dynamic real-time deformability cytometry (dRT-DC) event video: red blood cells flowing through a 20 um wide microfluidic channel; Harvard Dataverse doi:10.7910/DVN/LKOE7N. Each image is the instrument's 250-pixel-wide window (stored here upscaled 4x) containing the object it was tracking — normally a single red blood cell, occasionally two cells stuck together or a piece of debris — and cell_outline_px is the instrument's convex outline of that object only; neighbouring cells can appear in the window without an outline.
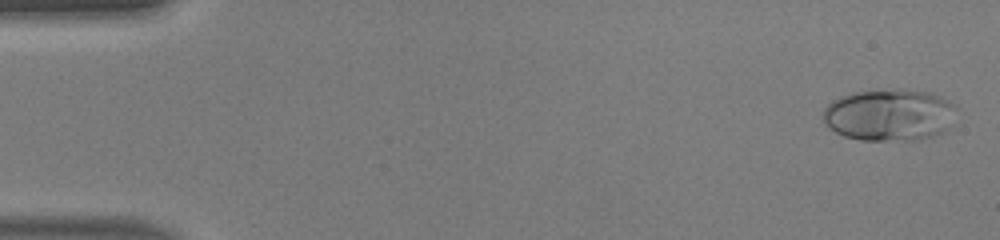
{"species": "human", "species_latin": "Homo sapiens", "temperature_condition": "warm", "stored_images_in_passage": 49, "camera_frame_rate_fps": 3000, "um_per_image_px": 0.085, "donor": {"sex": "male"}, "frame": {"image": 1, "passage_image": 2, "time_ms": 0.333, "image_size_px": [1000, 240], "cell_outline_px": [[956, 108], [948, 128], [944, 132], [932, 136], [916, 140], [860, 140], [844, 136], [828, 128], [824, 124], [824, 108], [832, 100], [840, 96], [852, 92], [928, 92], [940, 96], [956, 104]], "centroid_in_image_um": [75.57, 9.81], "position_along_channel_um": 9.4, "area_um2": 39.59}}
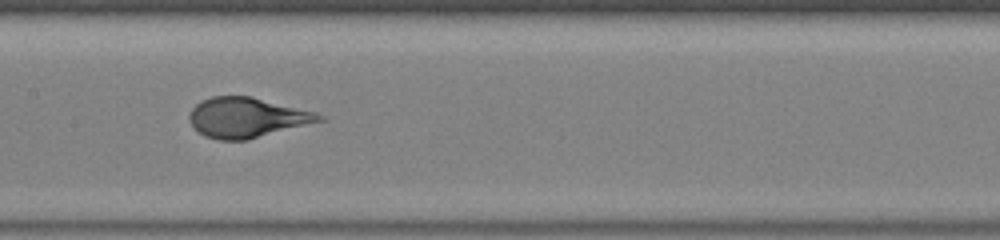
{"frame": {"image": 2, "passage_image": 25, "time_ms": 8.0, "image_size_px": [1000, 240], "cell_outline_px": [[328, 120], [248, 140], [220, 140], [204, 136], [192, 128], [188, 120], [188, 116], [192, 108], [200, 100], [212, 96], [252, 96], [316, 112], [324, 116]], "centroid_in_image_um": [21.0, 10.0], "position_along_channel_um": 186.4, "area_um2": 30.87}}
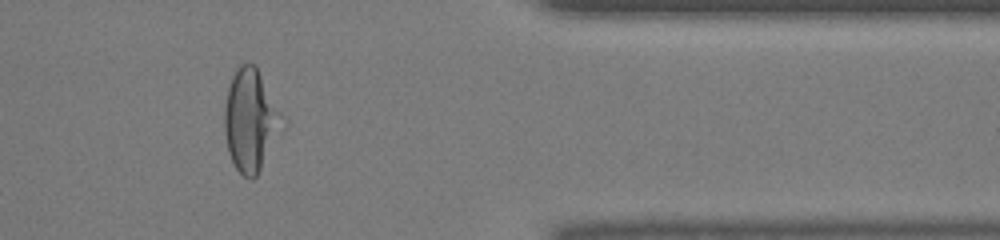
{"frame": {"image": 3, "passage_image": 41, "time_ms": 13.333, "image_size_px": [1000, 240], "cell_outline_px": [[288, 124], [256, 176], [252, 180], [248, 180], [236, 168], [228, 152], [224, 132], [224, 108], [228, 88], [232, 76], [236, 68], [244, 60], [248, 60], [256, 64], [288, 116]], "centroid_in_image_um": [21.4, 10.15], "position_along_channel_um": 390.0, "area_um2": 36.36}, "authors_computed_cell_mechanics": {"area_um2": 33.3506, "velocity_mm_per_s": 4.2025, "shape_relaxation_time_tau1_ms": 5.3057, "shape_relaxation_time_tau2_ms": null, "deformation_change_tau1": 0.2928, "deformation_change_tau2": null}}